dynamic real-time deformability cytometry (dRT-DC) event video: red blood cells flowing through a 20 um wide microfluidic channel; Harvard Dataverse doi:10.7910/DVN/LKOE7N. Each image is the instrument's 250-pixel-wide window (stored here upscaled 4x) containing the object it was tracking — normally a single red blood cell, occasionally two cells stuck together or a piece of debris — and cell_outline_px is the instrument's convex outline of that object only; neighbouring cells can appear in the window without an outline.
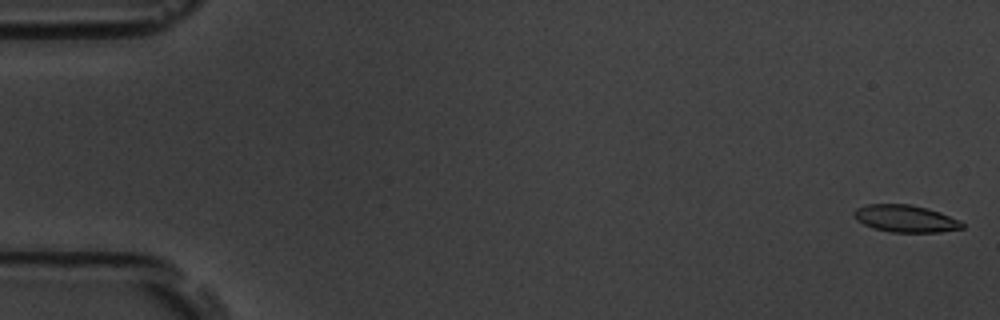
{"species": "common noctule bat (a hibernating species)", "species_latin": "Nyctalus noctula", "temperature_condition": "room temperature", "stored_images_in_passage": 58, "camera_frame_rate_fps": 3000, "um_per_image_px": 0.085, "animal": {"sex": "male", "body_mass_g": 19.5, "forearm_length_mm": 54.6}, "frame": {"image": 1, "passage_image": 1, "time_ms": 0.0, "image_size_px": [1000, 320], "cell_outline_px": [[964, 228], [940, 232], [892, 232], [872, 228], [856, 220], [852, 216], [852, 212], [856, 208], [868, 204], [912, 204], [928, 208], [940, 212], [960, 220], [964, 224]], "centroid_in_image_um": [76.95, 18.57], "position_along_channel_um": 8.0, "area_um2": 17.34}}
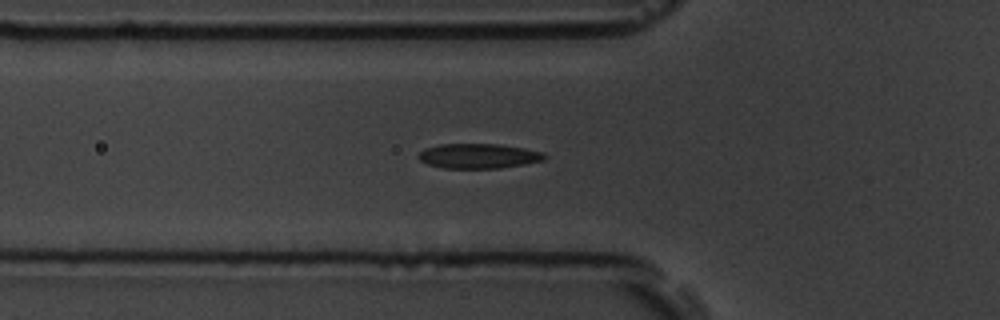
{"frame": {"image": 2, "passage_image": 20, "time_ms": 6.333, "image_size_px": [1000, 320], "cell_outline_px": [[548, 156], [544, 160], [524, 164], [500, 168], [444, 168], [428, 164], [420, 160], [416, 156], [424, 148], [440, 144], [500, 144], [524, 148], [544, 152]], "centroid_in_image_um": [40.68, 13.25], "position_along_channel_um": 85.1, "area_um2": 18.32}}
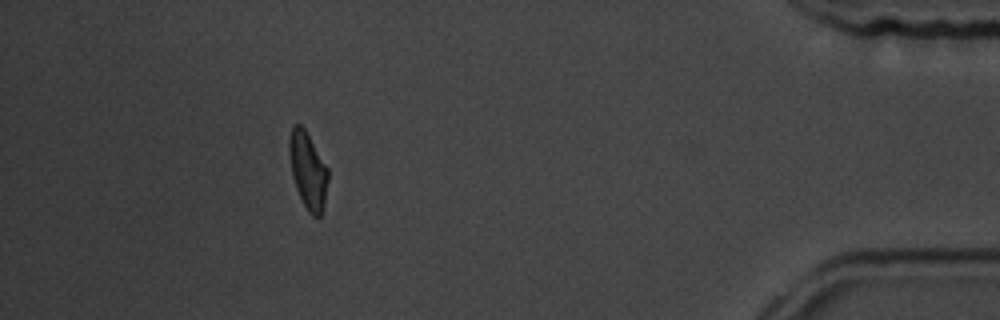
{"frame": {"image": 3, "passage_image": 52, "time_ms": 17.0, "image_size_px": [1000, 320], "cell_outline_px": [[328, 180], [324, 204], [320, 216], [312, 216], [308, 212], [296, 188], [292, 176], [288, 152], [288, 140], [292, 124], [300, 124], [304, 128], [328, 168]], "centroid_in_image_um": [26.15, 14.45], "position_along_channel_um": 409.1, "area_um2": 17.34}, "authors_computed_cell_mechanics": {"area_um2": 17.9758, "velocity_mm_per_s": 3.5454, "shape_relaxation_time_tau1_ms": 3.5988, "shape_relaxation_time_tau2_ms": 2.1367, "deformation_change_tau1": 0.1243, "deformation_change_tau2": 0.0916}}